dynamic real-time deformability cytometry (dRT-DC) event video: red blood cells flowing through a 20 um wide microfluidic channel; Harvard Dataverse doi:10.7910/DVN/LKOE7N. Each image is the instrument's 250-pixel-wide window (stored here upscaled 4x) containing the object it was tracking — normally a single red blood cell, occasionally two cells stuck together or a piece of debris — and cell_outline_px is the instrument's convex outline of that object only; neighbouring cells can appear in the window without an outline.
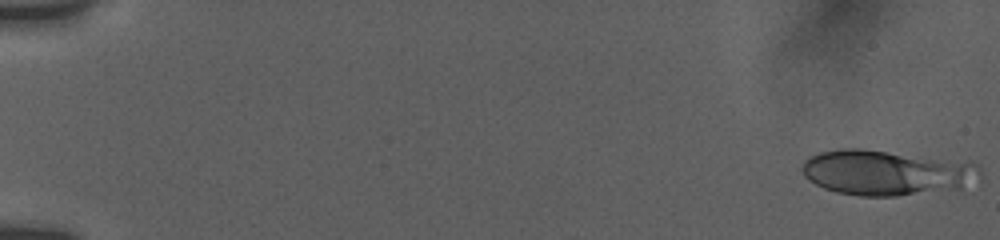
{"species": "human", "species_latin": "Homo sapiens", "temperature_condition": "room temperature", "stored_images_in_passage": 5, "camera_frame_rate_fps": 3000, "um_per_image_px": 0.085, "donor": {"sex": "female"}, "frame": {"image": 1, "passage_image": 1, "time_ms": 0.0, "image_size_px": [1000, 240], "cell_outline_px": [[984, 180], [960, 188], [896, 196], [860, 196], [836, 192], [824, 188], [816, 184], [804, 176], [804, 160], [820, 152], [844, 148], [860, 148], [972, 160], [980, 164]], "centroid_in_image_um": [75.53, 14.65], "position_along_channel_um": 9.5, "area_um2": 48.03}}